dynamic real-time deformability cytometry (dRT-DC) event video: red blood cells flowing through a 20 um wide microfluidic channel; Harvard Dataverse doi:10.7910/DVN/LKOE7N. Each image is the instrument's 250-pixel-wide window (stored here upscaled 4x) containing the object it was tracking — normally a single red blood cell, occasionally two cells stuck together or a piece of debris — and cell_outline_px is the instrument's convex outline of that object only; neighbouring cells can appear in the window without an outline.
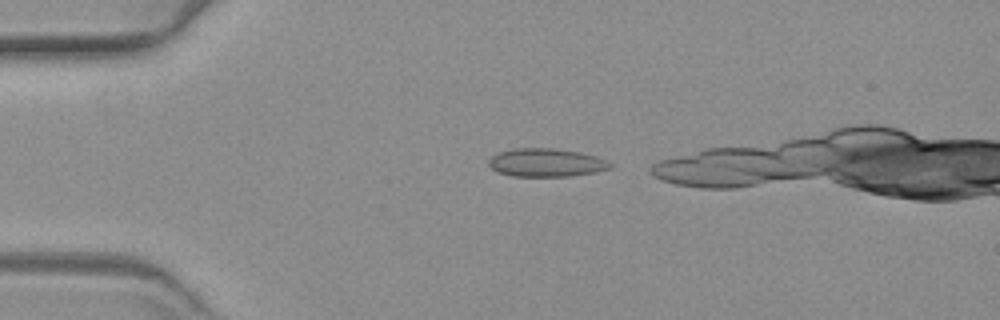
{"species": "common noctule bat (a hibernating species)", "species_latin": "Nyctalus noctula", "temperature_condition": "warm", "stored_images_in_passage": 19, "camera_frame_rate_fps": 3000, "um_per_image_px": 0.085, "animal": {"sex": "female", "body_mass_g": 19.3, "forearm_length_mm": 54.1}, "frame": {"image": 1, "passage_image": 3, "time_ms": 0.667, "image_size_px": [1000, 320], "cell_outline_px": [[612, 168], [596, 172], [568, 176], [512, 176], [500, 172], [492, 168], [488, 164], [488, 160], [496, 152], [516, 148], [552, 148], [580, 152], [596, 156], [608, 160], [612, 164]], "centroid_in_image_um": [46.44, 13.81], "position_along_channel_um": 38.6, "area_um2": 20.06}}
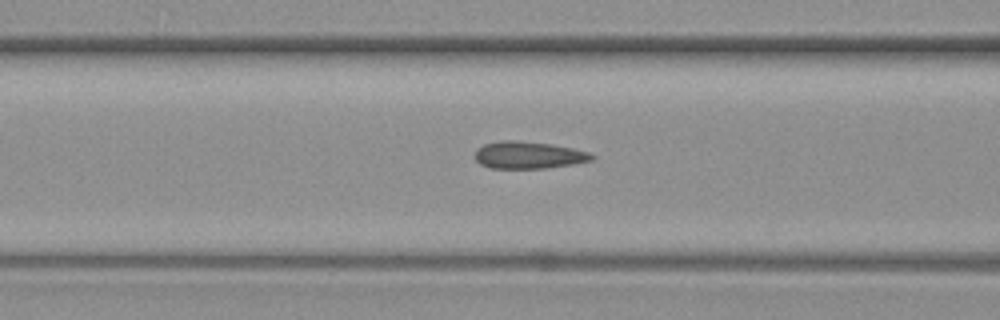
{"frame": {"image": 2, "passage_image": 13, "time_ms": 4.0, "image_size_px": [1000, 320], "cell_outline_px": [[596, 156], [592, 160], [572, 164], [544, 168], [492, 168], [480, 164], [476, 160], [476, 148], [484, 144], [500, 140], [516, 140], [552, 144], [572, 148], [588, 152]], "centroid_in_image_um": [44.91, 13.17], "position_along_channel_um": 121.7, "area_um2": 18.44}}
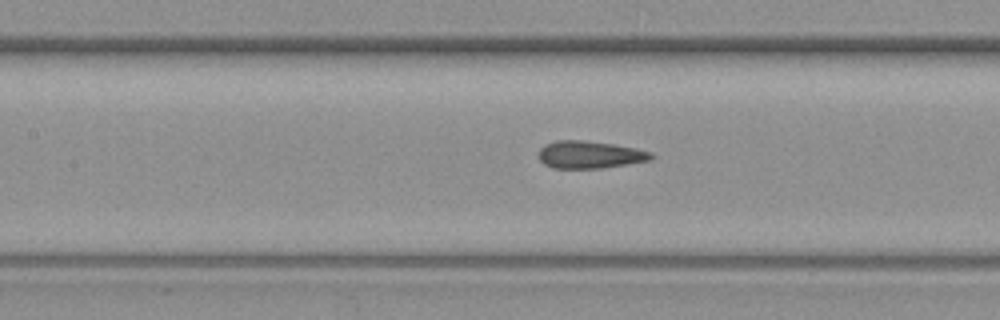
{"frame": {"image": 3, "passage_image": 16, "time_ms": 5.0, "image_size_px": [1000, 320], "cell_outline_px": [[652, 156], [648, 160], [628, 164], [600, 168], [552, 168], [544, 164], [536, 156], [540, 148], [544, 144], [556, 140], [584, 140], [612, 144], [636, 148], [652, 152]], "centroid_in_image_um": [50.05, 13.14], "position_along_channel_um": 157.3, "area_um2": 18.03}}